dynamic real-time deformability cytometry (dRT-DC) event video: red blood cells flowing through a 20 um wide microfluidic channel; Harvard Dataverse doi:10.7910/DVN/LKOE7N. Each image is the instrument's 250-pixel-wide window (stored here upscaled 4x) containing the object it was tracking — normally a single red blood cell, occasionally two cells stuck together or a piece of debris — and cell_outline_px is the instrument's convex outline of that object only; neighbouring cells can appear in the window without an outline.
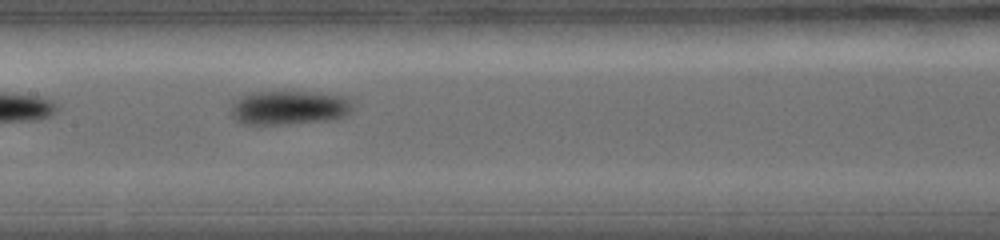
{"species": "common noctule bat (a hibernating species)", "species_latin": "Nyctalus noctula", "temperature_condition": "warm", "stored_images_in_passage": 14, "camera_frame_rate_fps": 5000, "um_per_image_px": 0.085, "animal": {"sex": "female", "body_mass_g": 19.0, "forearm_length_mm": 56.7}, "frame": {"image": 1, "passage_image": 7, "time_ms": 2.0, "image_size_px": [1000, 240], "cell_outline_px": [[352, 108], [344, 116], [336, 120], [288, 124], [244, 124], [236, 120], [232, 116], [232, 104], [240, 96], [248, 92], [320, 92], [348, 96], [352, 100]], "centroid_in_image_um": [24.63, 9.15], "position_along_channel_um": 182.8, "area_um2": 24.57}}